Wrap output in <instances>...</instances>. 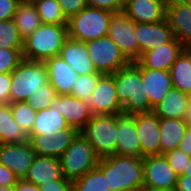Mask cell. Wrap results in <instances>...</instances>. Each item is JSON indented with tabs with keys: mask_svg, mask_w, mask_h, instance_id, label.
Instances as JSON below:
<instances>
[{
	"mask_svg": "<svg viewBox=\"0 0 191 191\" xmlns=\"http://www.w3.org/2000/svg\"><path fill=\"white\" fill-rule=\"evenodd\" d=\"M112 75L118 100L123 105V114L134 115L153 111L148 96H145L141 65L137 61L131 62Z\"/></svg>",
	"mask_w": 191,
	"mask_h": 191,
	"instance_id": "obj_1",
	"label": "cell"
},
{
	"mask_svg": "<svg viewBox=\"0 0 191 191\" xmlns=\"http://www.w3.org/2000/svg\"><path fill=\"white\" fill-rule=\"evenodd\" d=\"M97 167L111 191L143 187V157L110 155L100 158Z\"/></svg>",
	"mask_w": 191,
	"mask_h": 191,
	"instance_id": "obj_2",
	"label": "cell"
},
{
	"mask_svg": "<svg viewBox=\"0 0 191 191\" xmlns=\"http://www.w3.org/2000/svg\"><path fill=\"white\" fill-rule=\"evenodd\" d=\"M67 38V25L42 23L36 31L23 40V59L44 62L58 56Z\"/></svg>",
	"mask_w": 191,
	"mask_h": 191,
	"instance_id": "obj_3",
	"label": "cell"
},
{
	"mask_svg": "<svg viewBox=\"0 0 191 191\" xmlns=\"http://www.w3.org/2000/svg\"><path fill=\"white\" fill-rule=\"evenodd\" d=\"M114 13L87 6L67 20L68 37L87 42L108 34L110 18Z\"/></svg>",
	"mask_w": 191,
	"mask_h": 191,
	"instance_id": "obj_4",
	"label": "cell"
},
{
	"mask_svg": "<svg viewBox=\"0 0 191 191\" xmlns=\"http://www.w3.org/2000/svg\"><path fill=\"white\" fill-rule=\"evenodd\" d=\"M80 133L99 158L116 154L117 114L92 115Z\"/></svg>",
	"mask_w": 191,
	"mask_h": 191,
	"instance_id": "obj_5",
	"label": "cell"
},
{
	"mask_svg": "<svg viewBox=\"0 0 191 191\" xmlns=\"http://www.w3.org/2000/svg\"><path fill=\"white\" fill-rule=\"evenodd\" d=\"M49 83L43 62L23 60L11 72L10 103L27 101L40 87Z\"/></svg>",
	"mask_w": 191,
	"mask_h": 191,
	"instance_id": "obj_6",
	"label": "cell"
},
{
	"mask_svg": "<svg viewBox=\"0 0 191 191\" xmlns=\"http://www.w3.org/2000/svg\"><path fill=\"white\" fill-rule=\"evenodd\" d=\"M59 159L63 177L74 181L96 168L100 158L79 132Z\"/></svg>",
	"mask_w": 191,
	"mask_h": 191,
	"instance_id": "obj_7",
	"label": "cell"
},
{
	"mask_svg": "<svg viewBox=\"0 0 191 191\" xmlns=\"http://www.w3.org/2000/svg\"><path fill=\"white\" fill-rule=\"evenodd\" d=\"M85 44L89 58L93 61L96 71L101 74H113L131 63L107 35Z\"/></svg>",
	"mask_w": 191,
	"mask_h": 191,
	"instance_id": "obj_8",
	"label": "cell"
},
{
	"mask_svg": "<svg viewBox=\"0 0 191 191\" xmlns=\"http://www.w3.org/2000/svg\"><path fill=\"white\" fill-rule=\"evenodd\" d=\"M177 179L164 155L143 157V187L146 190L175 189Z\"/></svg>",
	"mask_w": 191,
	"mask_h": 191,
	"instance_id": "obj_9",
	"label": "cell"
},
{
	"mask_svg": "<svg viewBox=\"0 0 191 191\" xmlns=\"http://www.w3.org/2000/svg\"><path fill=\"white\" fill-rule=\"evenodd\" d=\"M134 27L135 23L123 12L114 13L110 18L107 34L131 62L139 58Z\"/></svg>",
	"mask_w": 191,
	"mask_h": 191,
	"instance_id": "obj_10",
	"label": "cell"
},
{
	"mask_svg": "<svg viewBox=\"0 0 191 191\" xmlns=\"http://www.w3.org/2000/svg\"><path fill=\"white\" fill-rule=\"evenodd\" d=\"M87 102L92 115L122 114L123 105L118 100L112 74H103L99 78Z\"/></svg>",
	"mask_w": 191,
	"mask_h": 191,
	"instance_id": "obj_11",
	"label": "cell"
},
{
	"mask_svg": "<svg viewBox=\"0 0 191 191\" xmlns=\"http://www.w3.org/2000/svg\"><path fill=\"white\" fill-rule=\"evenodd\" d=\"M36 156L29 140L0 144V164L10 169L19 180L25 178Z\"/></svg>",
	"mask_w": 191,
	"mask_h": 191,
	"instance_id": "obj_12",
	"label": "cell"
},
{
	"mask_svg": "<svg viewBox=\"0 0 191 191\" xmlns=\"http://www.w3.org/2000/svg\"><path fill=\"white\" fill-rule=\"evenodd\" d=\"M159 127L160 118L153 111L135 114V129L143 156L161 155Z\"/></svg>",
	"mask_w": 191,
	"mask_h": 191,
	"instance_id": "obj_13",
	"label": "cell"
},
{
	"mask_svg": "<svg viewBox=\"0 0 191 191\" xmlns=\"http://www.w3.org/2000/svg\"><path fill=\"white\" fill-rule=\"evenodd\" d=\"M79 132L66 128L48 137L44 134L29 135V141L36 155L59 159Z\"/></svg>",
	"mask_w": 191,
	"mask_h": 191,
	"instance_id": "obj_14",
	"label": "cell"
},
{
	"mask_svg": "<svg viewBox=\"0 0 191 191\" xmlns=\"http://www.w3.org/2000/svg\"><path fill=\"white\" fill-rule=\"evenodd\" d=\"M135 34L139 48V57L148 50L170 42L174 36L167 22L135 23Z\"/></svg>",
	"mask_w": 191,
	"mask_h": 191,
	"instance_id": "obj_15",
	"label": "cell"
},
{
	"mask_svg": "<svg viewBox=\"0 0 191 191\" xmlns=\"http://www.w3.org/2000/svg\"><path fill=\"white\" fill-rule=\"evenodd\" d=\"M185 47L175 37L168 43L140 55L136 60L143 68L169 71Z\"/></svg>",
	"mask_w": 191,
	"mask_h": 191,
	"instance_id": "obj_16",
	"label": "cell"
},
{
	"mask_svg": "<svg viewBox=\"0 0 191 191\" xmlns=\"http://www.w3.org/2000/svg\"><path fill=\"white\" fill-rule=\"evenodd\" d=\"M116 155L144 157L135 129V114H117Z\"/></svg>",
	"mask_w": 191,
	"mask_h": 191,
	"instance_id": "obj_17",
	"label": "cell"
},
{
	"mask_svg": "<svg viewBox=\"0 0 191 191\" xmlns=\"http://www.w3.org/2000/svg\"><path fill=\"white\" fill-rule=\"evenodd\" d=\"M167 20L173 36L185 48H191V5L166 4Z\"/></svg>",
	"mask_w": 191,
	"mask_h": 191,
	"instance_id": "obj_18",
	"label": "cell"
},
{
	"mask_svg": "<svg viewBox=\"0 0 191 191\" xmlns=\"http://www.w3.org/2000/svg\"><path fill=\"white\" fill-rule=\"evenodd\" d=\"M46 66L49 83L54 88L56 95L71 94L73 84L78 77L73 68L59 55L43 62Z\"/></svg>",
	"mask_w": 191,
	"mask_h": 191,
	"instance_id": "obj_19",
	"label": "cell"
},
{
	"mask_svg": "<svg viewBox=\"0 0 191 191\" xmlns=\"http://www.w3.org/2000/svg\"><path fill=\"white\" fill-rule=\"evenodd\" d=\"M122 12L134 23H156L165 20L166 0H132Z\"/></svg>",
	"mask_w": 191,
	"mask_h": 191,
	"instance_id": "obj_20",
	"label": "cell"
},
{
	"mask_svg": "<svg viewBox=\"0 0 191 191\" xmlns=\"http://www.w3.org/2000/svg\"><path fill=\"white\" fill-rule=\"evenodd\" d=\"M57 109L69 126L78 132L83 129L92 116L88 102L70 94L57 95Z\"/></svg>",
	"mask_w": 191,
	"mask_h": 191,
	"instance_id": "obj_21",
	"label": "cell"
},
{
	"mask_svg": "<svg viewBox=\"0 0 191 191\" xmlns=\"http://www.w3.org/2000/svg\"><path fill=\"white\" fill-rule=\"evenodd\" d=\"M141 77L150 106L159 104L173 87L170 71L147 69L141 66Z\"/></svg>",
	"mask_w": 191,
	"mask_h": 191,
	"instance_id": "obj_22",
	"label": "cell"
},
{
	"mask_svg": "<svg viewBox=\"0 0 191 191\" xmlns=\"http://www.w3.org/2000/svg\"><path fill=\"white\" fill-rule=\"evenodd\" d=\"M87 53L85 42L68 37L59 52V56L73 68L78 76L99 73Z\"/></svg>",
	"mask_w": 191,
	"mask_h": 191,
	"instance_id": "obj_23",
	"label": "cell"
},
{
	"mask_svg": "<svg viewBox=\"0 0 191 191\" xmlns=\"http://www.w3.org/2000/svg\"><path fill=\"white\" fill-rule=\"evenodd\" d=\"M65 179L60 159L36 155L23 180L41 186L51 180Z\"/></svg>",
	"mask_w": 191,
	"mask_h": 191,
	"instance_id": "obj_24",
	"label": "cell"
},
{
	"mask_svg": "<svg viewBox=\"0 0 191 191\" xmlns=\"http://www.w3.org/2000/svg\"><path fill=\"white\" fill-rule=\"evenodd\" d=\"M72 128L67 123L61 112L57 109V95L50 107L37 111L33 128L29 135L44 134L53 136L60 130Z\"/></svg>",
	"mask_w": 191,
	"mask_h": 191,
	"instance_id": "obj_25",
	"label": "cell"
},
{
	"mask_svg": "<svg viewBox=\"0 0 191 191\" xmlns=\"http://www.w3.org/2000/svg\"><path fill=\"white\" fill-rule=\"evenodd\" d=\"M189 101V94L172 87L153 112L159 118L186 119Z\"/></svg>",
	"mask_w": 191,
	"mask_h": 191,
	"instance_id": "obj_26",
	"label": "cell"
},
{
	"mask_svg": "<svg viewBox=\"0 0 191 191\" xmlns=\"http://www.w3.org/2000/svg\"><path fill=\"white\" fill-rule=\"evenodd\" d=\"M188 127L186 119L160 118L161 155L179 147Z\"/></svg>",
	"mask_w": 191,
	"mask_h": 191,
	"instance_id": "obj_27",
	"label": "cell"
},
{
	"mask_svg": "<svg viewBox=\"0 0 191 191\" xmlns=\"http://www.w3.org/2000/svg\"><path fill=\"white\" fill-rule=\"evenodd\" d=\"M29 140V134L15 122L10 103H0V144Z\"/></svg>",
	"mask_w": 191,
	"mask_h": 191,
	"instance_id": "obj_28",
	"label": "cell"
},
{
	"mask_svg": "<svg viewBox=\"0 0 191 191\" xmlns=\"http://www.w3.org/2000/svg\"><path fill=\"white\" fill-rule=\"evenodd\" d=\"M12 20L23 40L36 31L42 24L37 9L31 0H22Z\"/></svg>",
	"mask_w": 191,
	"mask_h": 191,
	"instance_id": "obj_29",
	"label": "cell"
},
{
	"mask_svg": "<svg viewBox=\"0 0 191 191\" xmlns=\"http://www.w3.org/2000/svg\"><path fill=\"white\" fill-rule=\"evenodd\" d=\"M174 88L191 93V48H184L170 68Z\"/></svg>",
	"mask_w": 191,
	"mask_h": 191,
	"instance_id": "obj_30",
	"label": "cell"
},
{
	"mask_svg": "<svg viewBox=\"0 0 191 191\" xmlns=\"http://www.w3.org/2000/svg\"><path fill=\"white\" fill-rule=\"evenodd\" d=\"M37 9L42 23L51 25H67L68 18L64 15L57 0H31Z\"/></svg>",
	"mask_w": 191,
	"mask_h": 191,
	"instance_id": "obj_31",
	"label": "cell"
},
{
	"mask_svg": "<svg viewBox=\"0 0 191 191\" xmlns=\"http://www.w3.org/2000/svg\"><path fill=\"white\" fill-rule=\"evenodd\" d=\"M73 191H111V189L108 187L107 177L96 167L73 181Z\"/></svg>",
	"mask_w": 191,
	"mask_h": 191,
	"instance_id": "obj_32",
	"label": "cell"
},
{
	"mask_svg": "<svg viewBox=\"0 0 191 191\" xmlns=\"http://www.w3.org/2000/svg\"><path fill=\"white\" fill-rule=\"evenodd\" d=\"M0 48L22 50L23 39L12 19L0 21Z\"/></svg>",
	"mask_w": 191,
	"mask_h": 191,
	"instance_id": "obj_33",
	"label": "cell"
},
{
	"mask_svg": "<svg viewBox=\"0 0 191 191\" xmlns=\"http://www.w3.org/2000/svg\"><path fill=\"white\" fill-rule=\"evenodd\" d=\"M13 118L23 129L30 134L37 111L27 102H11L10 103Z\"/></svg>",
	"mask_w": 191,
	"mask_h": 191,
	"instance_id": "obj_34",
	"label": "cell"
},
{
	"mask_svg": "<svg viewBox=\"0 0 191 191\" xmlns=\"http://www.w3.org/2000/svg\"><path fill=\"white\" fill-rule=\"evenodd\" d=\"M102 75L101 73H91L78 76L73 84L70 95L83 101H88Z\"/></svg>",
	"mask_w": 191,
	"mask_h": 191,
	"instance_id": "obj_35",
	"label": "cell"
},
{
	"mask_svg": "<svg viewBox=\"0 0 191 191\" xmlns=\"http://www.w3.org/2000/svg\"><path fill=\"white\" fill-rule=\"evenodd\" d=\"M55 97L56 92L54 88L50 83H47L34 91L29 96L27 102L34 108L35 111H39L49 108Z\"/></svg>",
	"mask_w": 191,
	"mask_h": 191,
	"instance_id": "obj_36",
	"label": "cell"
},
{
	"mask_svg": "<svg viewBox=\"0 0 191 191\" xmlns=\"http://www.w3.org/2000/svg\"><path fill=\"white\" fill-rule=\"evenodd\" d=\"M23 60L22 50L0 48V73H11Z\"/></svg>",
	"mask_w": 191,
	"mask_h": 191,
	"instance_id": "obj_37",
	"label": "cell"
},
{
	"mask_svg": "<svg viewBox=\"0 0 191 191\" xmlns=\"http://www.w3.org/2000/svg\"><path fill=\"white\" fill-rule=\"evenodd\" d=\"M169 166L174 170L177 176L183 175L185 168L191 161V156L185 154L180 148H176L164 154Z\"/></svg>",
	"mask_w": 191,
	"mask_h": 191,
	"instance_id": "obj_38",
	"label": "cell"
},
{
	"mask_svg": "<svg viewBox=\"0 0 191 191\" xmlns=\"http://www.w3.org/2000/svg\"><path fill=\"white\" fill-rule=\"evenodd\" d=\"M64 15L69 18L88 6L87 0H57Z\"/></svg>",
	"mask_w": 191,
	"mask_h": 191,
	"instance_id": "obj_39",
	"label": "cell"
},
{
	"mask_svg": "<svg viewBox=\"0 0 191 191\" xmlns=\"http://www.w3.org/2000/svg\"><path fill=\"white\" fill-rule=\"evenodd\" d=\"M39 191H73V181L68 179L51 180L39 186Z\"/></svg>",
	"mask_w": 191,
	"mask_h": 191,
	"instance_id": "obj_40",
	"label": "cell"
},
{
	"mask_svg": "<svg viewBox=\"0 0 191 191\" xmlns=\"http://www.w3.org/2000/svg\"><path fill=\"white\" fill-rule=\"evenodd\" d=\"M22 0H0V21L13 19Z\"/></svg>",
	"mask_w": 191,
	"mask_h": 191,
	"instance_id": "obj_41",
	"label": "cell"
},
{
	"mask_svg": "<svg viewBox=\"0 0 191 191\" xmlns=\"http://www.w3.org/2000/svg\"><path fill=\"white\" fill-rule=\"evenodd\" d=\"M88 6L108 10L112 13L122 12L118 0H87Z\"/></svg>",
	"mask_w": 191,
	"mask_h": 191,
	"instance_id": "obj_42",
	"label": "cell"
},
{
	"mask_svg": "<svg viewBox=\"0 0 191 191\" xmlns=\"http://www.w3.org/2000/svg\"><path fill=\"white\" fill-rule=\"evenodd\" d=\"M11 73H0V103H10Z\"/></svg>",
	"mask_w": 191,
	"mask_h": 191,
	"instance_id": "obj_43",
	"label": "cell"
},
{
	"mask_svg": "<svg viewBox=\"0 0 191 191\" xmlns=\"http://www.w3.org/2000/svg\"><path fill=\"white\" fill-rule=\"evenodd\" d=\"M19 179L3 164H0V186H15Z\"/></svg>",
	"mask_w": 191,
	"mask_h": 191,
	"instance_id": "obj_44",
	"label": "cell"
},
{
	"mask_svg": "<svg viewBox=\"0 0 191 191\" xmlns=\"http://www.w3.org/2000/svg\"><path fill=\"white\" fill-rule=\"evenodd\" d=\"M185 154L191 156V126L187 128L185 134L180 142L179 147Z\"/></svg>",
	"mask_w": 191,
	"mask_h": 191,
	"instance_id": "obj_45",
	"label": "cell"
},
{
	"mask_svg": "<svg viewBox=\"0 0 191 191\" xmlns=\"http://www.w3.org/2000/svg\"><path fill=\"white\" fill-rule=\"evenodd\" d=\"M176 191H191V176L180 175L177 179Z\"/></svg>",
	"mask_w": 191,
	"mask_h": 191,
	"instance_id": "obj_46",
	"label": "cell"
},
{
	"mask_svg": "<svg viewBox=\"0 0 191 191\" xmlns=\"http://www.w3.org/2000/svg\"><path fill=\"white\" fill-rule=\"evenodd\" d=\"M14 191H39V187L22 179L17 181Z\"/></svg>",
	"mask_w": 191,
	"mask_h": 191,
	"instance_id": "obj_47",
	"label": "cell"
},
{
	"mask_svg": "<svg viewBox=\"0 0 191 191\" xmlns=\"http://www.w3.org/2000/svg\"><path fill=\"white\" fill-rule=\"evenodd\" d=\"M166 4H188V5H191V0H166Z\"/></svg>",
	"mask_w": 191,
	"mask_h": 191,
	"instance_id": "obj_48",
	"label": "cell"
},
{
	"mask_svg": "<svg viewBox=\"0 0 191 191\" xmlns=\"http://www.w3.org/2000/svg\"><path fill=\"white\" fill-rule=\"evenodd\" d=\"M186 120L189 123V125L191 126V101H189V104H188Z\"/></svg>",
	"mask_w": 191,
	"mask_h": 191,
	"instance_id": "obj_49",
	"label": "cell"
},
{
	"mask_svg": "<svg viewBox=\"0 0 191 191\" xmlns=\"http://www.w3.org/2000/svg\"><path fill=\"white\" fill-rule=\"evenodd\" d=\"M132 0H118L120 7L123 9L127 6Z\"/></svg>",
	"mask_w": 191,
	"mask_h": 191,
	"instance_id": "obj_50",
	"label": "cell"
},
{
	"mask_svg": "<svg viewBox=\"0 0 191 191\" xmlns=\"http://www.w3.org/2000/svg\"><path fill=\"white\" fill-rule=\"evenodd\" d=\"M183 175L191 176V161L189 162V164L185 168Z\"/></svg>",
	"mask_w": 191,
	"mask_h": 191,
	"instance_id": "obj_51",
	"label": "cell"
},
{
	"mask_svg": "<svg viewBox=\"0 0 191 191\" xmlns=\"http://www.w3.org/2000/svg\"><path fill=\"white\" fill-rule=\"evenodd\" d=\"M0 191H14V186H0Z\"/></svg>",
	"mask_w": 191,
	"mask_h": 191,
	"instance_id": "obj_52",
	"label": "cell"
},
{
	"mask_svg": "<svg viewBox=\"0 0 191 191\" xmlns=\"http://www.w3.org/2000/svg\"><path fill=\"white\" fill-rule=\"evenodd\" d=\"M121 191H147L144 187L141 188H128V189H123Z\"/></svg>",
	"mask_w": 191,
	"mask_h": 191,
	"instance_id": "obj_53",
	"label": "cell"
},
{
	"mask_svg": "<svg viewBox=\"0 0 191 191\" xmlns=\"http://www.w3.org/2000/svg\"><path fill=\"white\" fill-rule=\"evenodd\" d=\"M147 191H176V189L147 190Z\"/></svg>",
	"mask_w": 191,
	"mask_h": 191,
	"instance_id": "obj_54",
	"label": "cell"
}]
</instances>
